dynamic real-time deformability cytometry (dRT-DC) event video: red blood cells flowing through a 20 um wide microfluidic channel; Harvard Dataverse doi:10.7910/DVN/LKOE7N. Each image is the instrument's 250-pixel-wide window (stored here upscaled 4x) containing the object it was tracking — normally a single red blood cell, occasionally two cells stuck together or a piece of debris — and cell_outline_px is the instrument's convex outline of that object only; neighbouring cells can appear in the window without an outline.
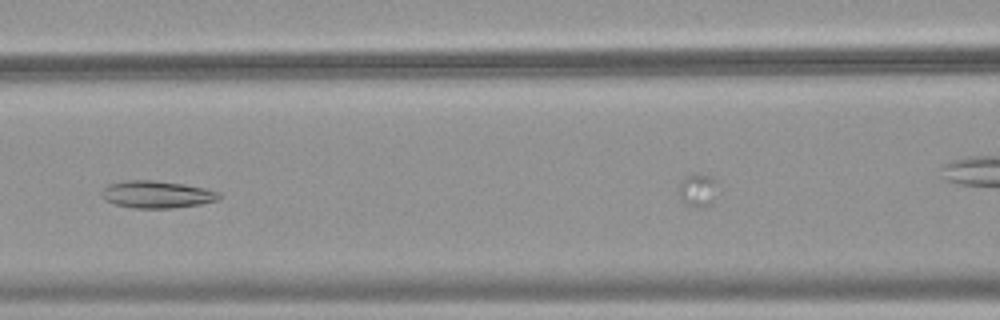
{"species": "common noctule bat (a hibernating species)", "species_latin": "Nyctalus noctula", "temperature_condition": "warm", "stored_images_in_passage": 28, "camera_frame_rate_fps": 3000, "um_per_image_px": 0.085, "animal": {"sex": "female", "body_mass_g": 18.4}, "frame": {"image": 1, "passage_image": 13, "time_ms": 4.0, "image_size_px": [1000, 320], "cell_outline_px": [[220, 196], [216, 200], [200, 204], [172, 208], [132, 208], [116, 204], [104, 200], [100, 196], [100, 192], [108, 184], [124, 180], [152, 180], [184, 184], [204, 188], [220, 192]], "centroid_in_image_um": [13.28, 16.52], "position_along_channel_um": 153.3, "area_um2": 18.67}}
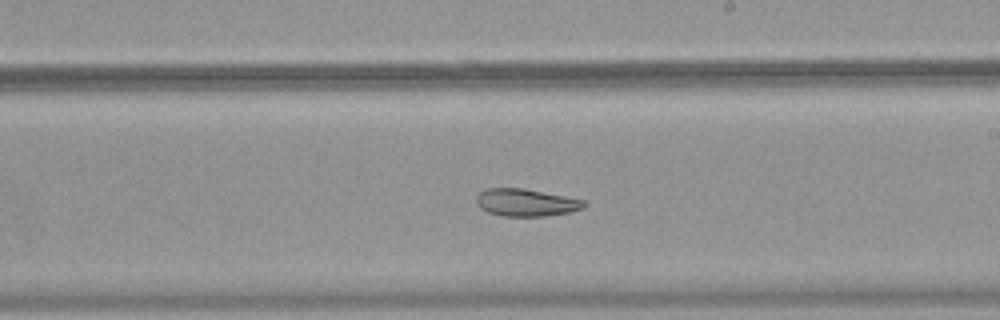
{"frame": {"image": 2, "passage_image": 20, "time_ms": 6.333, "image_size_px": [1000, 320], "cell_outline_px": [[588, 204], [584, 208], [568, 212], [544, 216], [504, 216], [488, 212], [480, 208], [476, 204], [476, 196], [480, 192], [488, 188], [524, 188], [584, 200]], "centroid_in_image_um": [44.7, 17.21], "position_along_channel_um": 244.3, "area_um2": 17.17}}
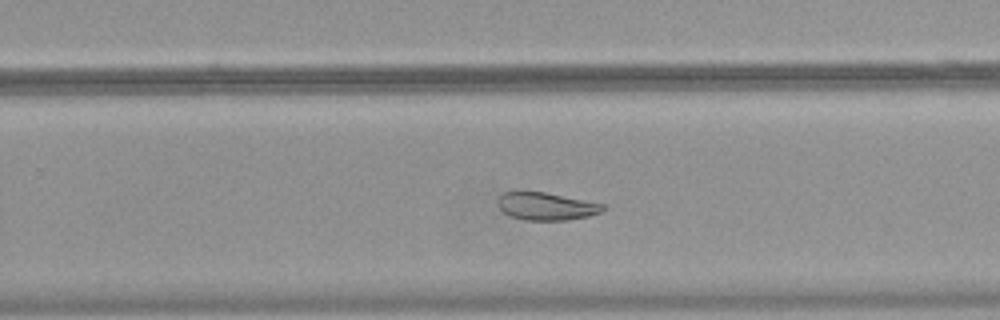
{"frame": {"image": 3, "passage_image": 23, "time_ms": 7.333, "image_size_px": [1000, 320], "cell_outline_px": [[604, 208], [600, 212], [588, 216], [568, 220], [524, 220], [508, 216], [496, 204], [496, 200], [504, 192], [520, 188], [544, 192], [604, 204]], "centroid_in_image_um": [46.32, 17.5], "position_along_channel_um": 283.5, "area_um2": 17.4}}